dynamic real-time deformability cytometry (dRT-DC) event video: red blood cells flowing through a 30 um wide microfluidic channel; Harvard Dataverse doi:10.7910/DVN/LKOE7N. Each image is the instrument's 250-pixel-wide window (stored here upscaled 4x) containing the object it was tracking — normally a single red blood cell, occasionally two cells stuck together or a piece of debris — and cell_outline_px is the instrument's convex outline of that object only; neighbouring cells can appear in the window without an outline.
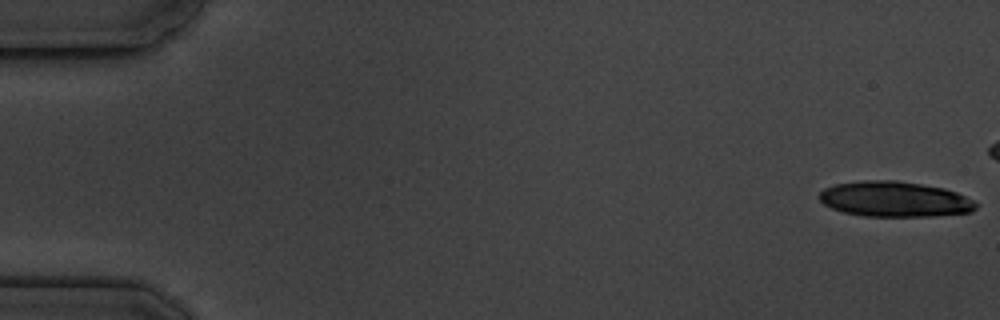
{"species": "common noctule bat (a hibernating species)", "species_latin": "Nyctalus noctula", "temperature_condition": "cold", "stored_images_in_passage": 6, "camera_frame_rate_fps": 3000, "um_per_image_px": 0.085, "animal": {"sex": "male", "body_mass_g": 19.5, "forearm_length_mm": 54.6}, "frame": {"image": 1, "passage_image": 1, "time_ms": 0.0, "image_size_px": [1000, 320], "cell_outline_px": [[980, 204], [972, 212], [936, 216], [864, 216], [844, 212], [832, 208], [824, 204], [820, 200], [820, 192], [824, 188], [836, 184], [864, 180], [896, 180], [944, 188], [956, 192]], "centroid_in_image_um": [76.07, 16.93], "position_along_channel_um": 8.9, "area_um2": 32.25}}
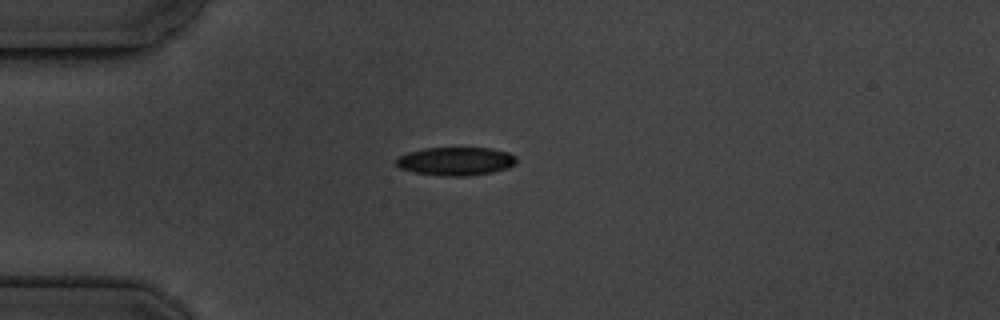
{"frame": {"image": 2, "passage_image": 6, "time_ms": 6.667, "image_size_px": [1000, 320], "cell_outline_px": [[516, 164], [508, 168], [492, 172], [468, 176], [440, 176], [412, 172], [400, 168], [396, 164], [396, 160], [400, 156], [408, 152], [424, 148], [492, 148], [508, 152], [516, 156]], "centroid_in_image_um": [38.75, 13.71], "position_along_channel_um": 46.2, "area_um2": 20.0}}